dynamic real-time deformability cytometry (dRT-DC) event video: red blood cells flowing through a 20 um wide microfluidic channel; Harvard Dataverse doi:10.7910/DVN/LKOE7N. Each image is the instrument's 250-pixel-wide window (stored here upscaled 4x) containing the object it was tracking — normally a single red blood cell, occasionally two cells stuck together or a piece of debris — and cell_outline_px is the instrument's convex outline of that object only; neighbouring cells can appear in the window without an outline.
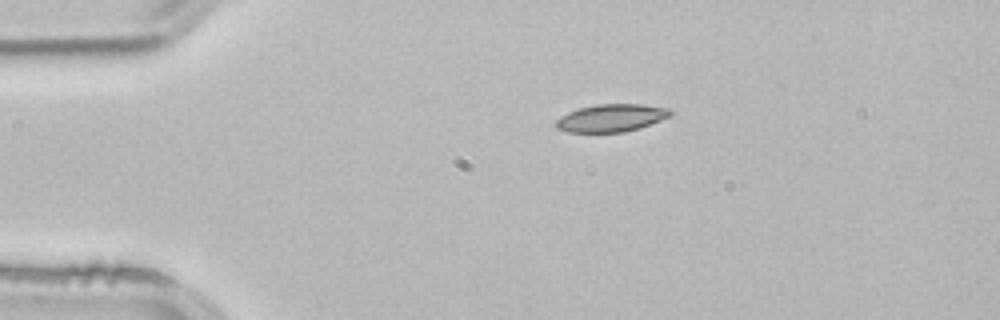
{"species": "common noctule bat (a hibernating species)", "species_latin": "Nyctalus noctula", "temperature_condition": "room temperature", "stored_images_in_passage": 1, "camera_frame_rate_fps": 3000, "um_per_image_px": 0.085, "animal": {"sex": "male", "body_mass_g": 21.5, "forearm_length_mm": 52.0}, "frame": {"image": 1, "passage_image": 1, "time_ms": 0.0, "image_size_px": [1000, 320], "cell_outline_px": [[672, 116], [640, 128], [624, 132], [568, 132], [556, 128], [556, 120], [560, 116], [568, 112], [580, 108], [596, 104], [640, 104], [668, 108], [672, 112]], "centroid_in_image_um": [51.97, 10.03], "position_along_channel_um": 33.0, "area_um2": 18.44}}